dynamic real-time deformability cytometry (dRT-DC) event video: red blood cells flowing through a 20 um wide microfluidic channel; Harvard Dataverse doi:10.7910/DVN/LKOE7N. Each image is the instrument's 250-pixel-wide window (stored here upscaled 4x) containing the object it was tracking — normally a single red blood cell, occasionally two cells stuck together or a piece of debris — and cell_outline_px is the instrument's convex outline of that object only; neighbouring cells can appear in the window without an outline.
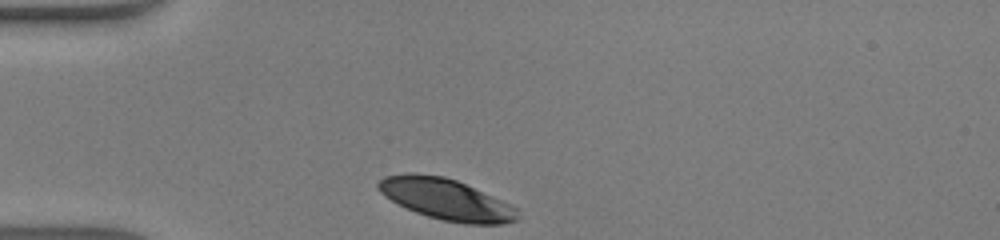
{"species": "human", "species_latin": "Homo sapiens", "temperature_condition": "warm", "stored_images_in_passage": 27, "camera_frame_rate_fps": 3000, "um_per_image_px": 0.085, "donor": {"sex": "male"}, "frame": {"image": 1, "passage_image": 1, "time_ms": 0.0, "image_size_px": [1000, 240], "cell_outline_px": [[520, 220], [504, 224], [464, 224], [444, 220], [428, 216], [416, 212], [384, 196], [376, 188], [376, 184], [384, 176], [408, 172], [412, 172], [444, 176], [456, 180], [512, 204], [520, 208]], "centroid_in_image_um": [37.98, 16.94], "position_along_channel_um": 47.0, "area_um2": 33.7}}
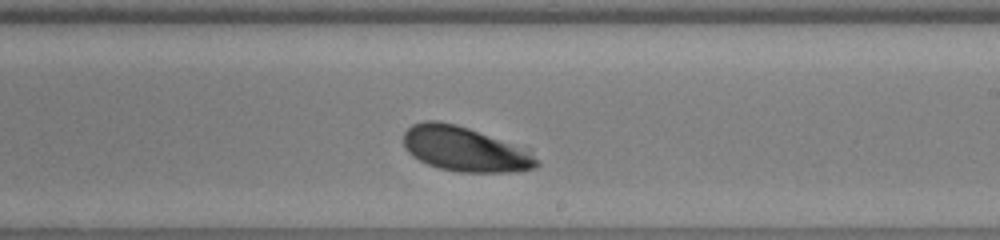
{"frame": {"image": 2, "passage_image": 17, "time_ms": 5.333, "image_size_px": [1000, 240], "cell_outline_px": [[540, 164], [536, 168], [512, 172], [460, 172], [440, 168], [428, 164], [412, 156], [404, 148], [404, 132], [412, 124], [424, 120], [440, 120], [456, 124], [528, 148], [540, 160]], "centroid_in_image_um": [39.55, 12.67], "position_along_channel_um": 249.5, "area_um2": 35.08}}
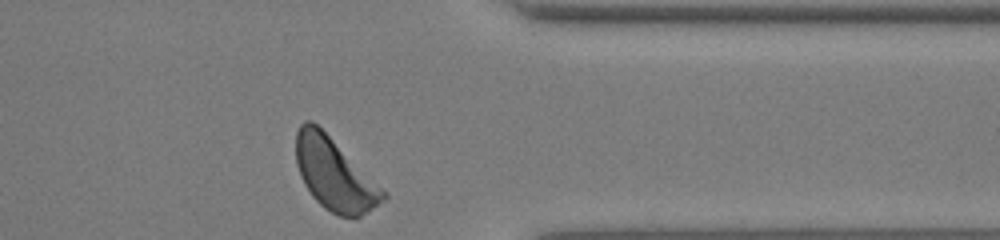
{"frame": {"image": 3, "passage_image": 27, "time_ms": 8.667, "image_size_px": [1000, 240], "cell_outline_px": [[388, 196], [384, 200], [360, 216], [340, 216], [324, 208], [312, 196], [304, 184], [300, 176], [296, 164], [296, 132], [300, 124], [304, 120], [312, 120]], "centroid_in_image_um": [28.34, 14.81], "position_along_channel_um": 383.1, "area_um2": 35.2}, "authors_computed_cell_mechanics": {"area_um2": 34.7956, "velocity_mm_per_s": 4.249, "shape_relaxation_time_tau1_ms": 1.5552, "shape_relaxation_time_tau2_ms": null, "deformation_change_tau1": 0.1262, "deformation_change_tau2": null}}